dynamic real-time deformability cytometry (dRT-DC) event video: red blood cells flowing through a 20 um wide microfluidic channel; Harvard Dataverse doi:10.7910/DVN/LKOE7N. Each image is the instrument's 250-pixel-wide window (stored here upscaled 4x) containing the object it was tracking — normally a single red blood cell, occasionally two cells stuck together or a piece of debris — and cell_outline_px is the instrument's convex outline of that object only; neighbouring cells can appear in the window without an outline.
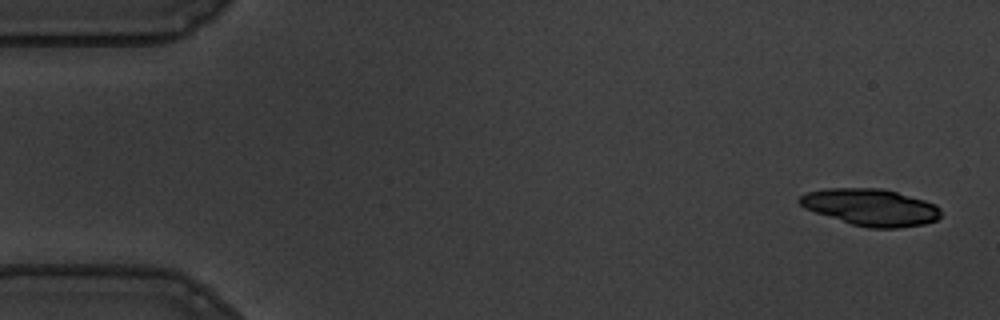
{"species": "common noctule bat (a hibernating species)", "species_latin": "Nyctalus noctula", "temperature_condition": "warm", "stored_images_in_passage": 54, "camera_frame_rate_fps": 3000, "um_per_image_px": 0.085, "animal": {"sex": "male", "body_mass_g": 19.5, "forearm_length_mm": 54.6}, "frame": {"image": 1, "passage_image": 1, "time_ms": 0.0, "image_size_px": [1000, 320], "cell_outline_px": [[940, 216], [936, 220], [924, 224], [896, 228], [868, 228], [852, 224], [804, 208], [796, 200], [800, 196], [808, 192], [828, 188], [880, 188], [896, 192], [924, 200], [936, 204], [940, 208]], "centroid_in_image_um": [74.01, 17.61], "position_along_channel_um": 11.0, "area_um2": 30.11}}